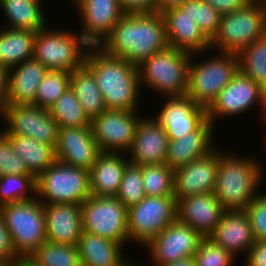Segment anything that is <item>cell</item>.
I'll use <instances>...</instances> for the list:
<instances>
[{
  "label": "cell",
  "instance_id": "cell-25",
  "mask_svg": "<svg viewBox=\"0 0 266 266\" xmlns=\"http://www.w3.org/2000/svg\"><path fill=\"white\" fill-rule=\"evenodd\" d=\"M47 241L76 245L82 228V207L77 204H44Z\"/></svg>",
  "mask_w": 266,
  "mask_h": 266
},
{
  "label": "cell",
  "instance_id": "cell-15",
  "mask_svg": "<svg viewBox=\"0 0 266 266\" xmlns=\"http://www.w3.org/2000/svg\"><path fill=\"white\" fill-rule=\"evenodd\" d=\"M204 237L188 224L173 221L145 246L152 266L192 258Z\"/></svg>",
  "mask_w": 266,
  "mask_h": 266
},
{
  "label": "cell",
  "instance_id": "cell-43",
  "mask_svg": "<svg viewBox=\"0 0 266 266\" xmlns=\"http://www.w3.org/2000/svg\"><path fill=\"white\" fill-rule=\"evenodd\" d=\"M256 241L266 240V193H259L245 209Z\"/></svg>",
  "mask_w": 266,
  "mask_h": 266
},
{
  "label": "cell",
  "instance_id": "cell-1",
  "mask_svg": "<svg viewBox=\"0 0 266 266\" xmlns=\"http://www.w3.org/2000/svg\"><path fill=\"white\" fill-rule=\"evenodd\" d=\"M98 47L138 66L168 47L164 18L159 12L124 14Z\"/></svg>",
  "mask_w": 266,
  "mask_h": 266
},
{
  "label": "cell",
  "instance_id": "cell-3",
  "mask_svg": "<svg viewBox=\"0 0 266 266\" xmlns=\"http://www.w3.org/2000/svg\"><path fill=\"white\" fill-rule=\"evenodd\" d=\"M237 155L219 149L214 194L225 210H245L260 193L258 190L262 182H265L264 162L252 155Z\"/></svg>",
  "mask_w": 266,
  "mask_h": 266
},
{
  "label": "cell",
  "instance_id": "cell-30",
  "mask_svg": "<svg viewBox=\"0 0 266 266\" xmlns=\"http://www.w3.org/2000/svg\"><path fill=\"white\" fill-rule=\"evenodd\" d=\"M37 32L0 28V66L7 70L32 58Z\"/></svg>",
  "mask_w": 266,
  "mask_h": 266
},
{
  "label": "cell",
  "instance_id": "cell-7",
  "mask_svg": "<svg viewBox=\"0 0 266 266\" xmlns=\"http://www.w3.org/2000/svg\"><path fill=\"white\" fill-rule=\"evenodd\" d=\"M266 36V8L251 0L243 8L221 15L210 49L239 54L248 45Z\"/></svg>",
  "mask_w": 266,
  "mask_h": 266
},
{
  "label": "cell",
  "instance_id": "cell-47",
  "mask_svg": "<svg viewBox=\"0 0 266 266\" xmlns=\"http://www.w3.org/2000/svg\"><path fill=\"white\" fill-rule=\"evenodd\" d=\"M215 8L221 15L229 14L243 8L251 0H204Z\"/></svg>",
  "mask_w": 266,
  "mask_h": 266
},
{
  "label": "cell",
  "instance_id": "cell-42",
  "mask_svg": "<svg viewBox=\"0 0 266 266\" xmlns=\"http://www.w3.org/2000/svg\"><path fill=\"white\" fill-rule=\"evenodd\" d=\"M17 174L32 175L24 160L14 152L8 138L0 131V177Z\"/></svg>",
  "mask_w": 266,
  "mask_h": 266
},
{
  "label": "cell",
  "instance_id": "cell-35",
  "mask_svg": "<svg viewBox=\"0 0 266 266\" xmlns=\"http://www.w3.org/2000/svg\"><path fill=\"white\" fill-rule=\"evenodd\" d=\"M238 57L239 70L266 92V36L248 45Z\"/></svg>",
  "mask_w": 266,
  "mask_h": 266
},
{
  "label": "cell",
  "instance_id": "cell-10",
  "mask_svg": "<svg viewBox=\"0 0 266 266\" xmlns=\"http://www.w3.org/2000/svg\"><path fill=\"white\" fill-rule=\"evenodd\" d=\"M81 207L83 231L120 243L126 248V243H130L128 209L117 197L90 195Z\"/></svg>",
  "mask_w": 266,
  "mask_h": 266
},
{
  "label": "cell",
  "instance_id": "cell-2",
  "mask_svg": "<svg viewBox=\"0 0 266 266\" xmlns=\"http://www.w3.org/2000/svg\"><path fill=\"white\" fill-rule=\"evenodd\" d=\"M85 65L92 71L107 109L139 111L142 89L137 66L98 46L88 49Z\"/></svg>",
  "mask_w": 266,
  "mask_h": 266
},
{
  "label": "cell",
  "instance_id": "cell-17",
  "mask_svg": "<svg viewBox=\"0 0 266 266\" xmlns=\"http://www.w3.org/2000/svg\"><path fill=\"white\" fill-rule=\"evenodd\" d=\"M74 7L80 16L79 33L91 46H99L125 14L119 0H79Z\"/></svg>",
  "mask_w": 266,
  "mask_h": 266
},
{
  "label": "cell",
  "instance_id": "cell-54",
  "mask_svg": "<svg viewBox=\"0 0 266 266\" xmlns=\"http://www.w3.org/2000/svg\"><path fill=\"white\" fill-rule=\"evenodd\" d=\"M266 8V0H258Z\"/></svg>",
  "mask_w": 266,
  "mask_h": 266
},
{
  "label": "cell",
  "instance_id": "cell-14",
  "mask_svg": "<svg viewBox=\"0 0 266 266\" xmlns=\"http://www.w3.org/2000/svg\"><path fill=\"white\" fill-rule=\"evenodd\" d=\"M139 111L107 109L91 120L94 139L101 152L128 153L133 146Z\"/></svg>",
  "mask_w": 266,
  "mask_h": 266
},
{
  "label": "cell",
  "instance_id": "cell-4",
  "mask_svg": "<svg viewBox=\"0 0 266 266\" xmlns=\"http://www.w3.org/2000/svg\"><path fill=\"white\" fill-rule=\"evenodd\" d=\"M191 55L168 46L144 60L137 66L141 89L148 87L163 97L185 96Z\"/></svg>",
  "mask_w": 266,
  "mask_h": 266
},
{
  "label": "cell",
  "instance_id": "cell-41",
  "mask_svg": "<svg viewBox=\"0 0 266 266\" xmlns=\"http://www.w3.org/2000/svg\"><path fill=\"white\" fill-rule=\"evenodd\" d=\"M197 266H235L236 258L215 244L210 238H203L194 254Z\"/></svg>",
  "mask_w": 266,
  "mask_h": 266
},
{
  "label": "cell",
  "instance_id": "cell-21",
  "mask_svg": "<svg viewBox=\"0 0 266 266\" xmlns=\"http://www.w3.org/2000/svg\"><path fill=\"white\" fill-rule=\"evenodd\" d=\"M224 211L214 192L177 200V219L188 224L204 238H208L216 230Z\"/></svg>",
  "mask_w": 266,
  "mask_h": 266
},
{
  "label": "cell",
  "instance_id": "cell-50",
  "mask_svg": "<svg viewBox=\"0 0 266 266\" xmlns=\"http://www.w3.org/2000/svg\"><path fill=\"white\" fill-rule=\"evenodd\" d=\"M162 266H197V265H196V261L194 257H192V258H185L182 260H178L176 262L164 264Z\"/></svg>",
  "mask_w": 266,
  "mask_h": 266
},
{
  "label": "cell",
  "instance_id": "cell-31",
  "mask_svg": "<svg viewBox=\"0 0 266 266\" xmlns=\"http://www.w3.org/2000/svg\"><path fill=\"white\" fill-rule=\"evenodd\" d=\"M11 143L14 152L21 157L28 171L36 178L57 159L55 148L31 137L16 134H4Z\"/></svg>",
  "mask_w": 266,
  "mask_h": 266
},
{
  "label": "cell",
  "instance_id": "cell-23",
  "mask_svg": "<svg viewBox=\"0 0 266 266\" xmlns=\"http://www.w3.org/2000/svg\"><path fill=\"white\" fill-rule=\"evenodd\" d=\"M208 238L235 258L240 253L246 256L256 242L245 210H225L216 230Z\"/></svg>",
  "mask_w": 266,
  "mask_h": 266
},
{
  "label": "cell",
  "instance_id": "cell-46",
  "mask_svg": "<svg viewBox=\"0 0 266 266\" xmlns=\"http://www.w3.org/2000/svg\"><path fill=\"white\" fill-rule=\"evenodd\" d=\"M244 261L245 266H266V240L256 241L247 252Z\"/></svg>",
  "mask_w": 266,
  "mask_h": 266
},
{
  "label": "cell",
  "instance_id": "cell-24",
  "mask_svg": "<svg viewBox=\"0 0 266 266\" xmlns=\"http://www.w3.org/2000/svg\"><path fill=\"white\" fill-rule=\"evenodd\" d=\"M212 122L207 118L196 130L186 133L182 138L169 140L166 164L177 170L194 159L211 152L216 146ZM214 138V140H213Z\"/></svg>",
  "mask_w": 266,
  "mask_h": 266
},
{
  "label": "cell",
  "instance_id": "cell-26",
  "mask_svg": "<svg viewBox=\"0 0 266 266\" xmlns=\"http://www.w3.org/2000/svg\"><path fill=\"white\" fill-rule=\"evenodd\" d=\"M48 69L34 57L8 69V105L33 104Z\"/></svg>",
  "mask_w": 266,
  "mask_h": 266
},
{
  "label": "cell",
  "instance_id": "cell-53",
  "mask_svg": "<svg viewBox=\"0 0 266 266\" xmlns=\"http://www.w3.org/2000/svg\"><path fill=\"white\" fill-rule=\"evenodd\" d=\"M133 261V259H130L125 265H123V266H141V264H139V263H135L134 261Z\"/></svg>",
  "mask_w": 266,
  "mask_h": 266
},
{
  "label": "cell",
  "instance_id": "cell-20",
  "mask_svg": "<svg viewBox=\"0 0 266 266\" xmlns=\"http://www.w3.org/2000/svg\"><path fill=\"white\" fill-rule=\"evenodd\" d=\"M142 116L138 122L133 146L127 153L130 163L136 165L165 164L168 135L152 118Z\"/></svg>",
  "mask_w": 266,
  "mask_h": 266
},
{
  "label": "cell",
  "instance_id": "cell-39",
  "mask_svg": "<svg viewBox=\"0 0 266 266\" xmlns=\"http://www.w3.org/2000/svg\"><path fill=\"white\" fill-rule=\"evenodd\" d=\"M180 8L196 22L200 31L211 41L216 35L221 14L204 0H187Z\"/></svg>",
  "mask_w": 266,
  "mask_h": 266
},
{
  "label": "cell",
  "instance_id": "cell-33",
  "mask_svg": "<svg viewBox=\"0 0 266 266\" xmlns=\"http://www.w3.org/2000/svg\"><path fill=\"white\" fill-rule=\"evenodd\" d=\"M26 259L34 266H82L76 245L47 240Z\"/></svg>",
  "mask_w": 266,
  "mask_h": 266
},
{
  "label": "cell",
  "instance_id": "cell-56",
  "mask_svg": "<svg viewBox=\"0 0 266 266\" xmlns=\"http://www.w3.org/2000/svg\"><path fill=\"white\" fill-rule=\"evenodd\" d=\"M79 0H72V3L71 4H75L77 3Z\"/></svg>",
  "mask_w": 266,
  "mask_h": 266
},
{
  "label": "cell",
  "instance_id": "cell-29",
  "mask_svg": "<svg viewBox=\"0 0 266 266\" xmlns=\"http://www.w3.org/2000/svg\"><path fill=\"white\" fill-rule=\"evenodd\" d=\"M0 9L8 24L3 28L38 32L48 23L42 4L29 0H0Z\"/></svg>",
  "mask_w": 266,
  "mask_h": 266
},
{
  "label": "cell",
  "instance_id": "cell-34",
  "mask_svg": "<svg viewBox=\"0 0 266 266\" xmlns=\"http://www.w3.org/2000/svg\"><path fill=\"white\" fill-rule=\"evenodd\" d=\"M49 111L59 128L91 126V120L85 114L71 87L56 100Z\"/></svg>",
  "mask_w": 266,
  "mask_h": 266
},
{
  "label": "cell",
  "instance_id": "cell-28",
  "mask_svg": "<svg viewBox=\"0 0 266 266\" xmlns=\"http://www.w3.org/2000/svg\"><path fill=\"white\" fill-rule=\"evenodd\" d=\"M76 246L82 266H123L130 260L123 245L90 232L82 231Z\"/></svg>",
  "mask_w": 266,
  "mask_h": 266
},
{
  "label": "cell",
  "instance_id": "cell-48",
  "mask_svg": "<svg viewBox=\"0 0 266 266\" xmlns=\"http://www.w3.org/2000/svg\"><path fill=\"white\" fill-rule=\"evenodd\" d=\"M8 70L0 66V116L8 105Z\"/></svg>",
  "mask_w": 266,
  "mask_h": 266
},
{
  "label": "cell",
  "instance_id": "cell-51",
  "mask_svg": "<svg viewBox=\"0 0 266 266\" xmlns=\"http://www.w3.org/2000/svg\"><path fill=\"white\" fill-rule=\"evenodd\" d=\"M0 266H21V259H18L14 262H3L0 263Z\"/></svg>",
  "mask_w": 266,
  "mask_h": 266
},
{
  "label": "cell",
  "instance_id": "cell-45",
  "mask_svg": "<svg viewBox=\"0 0 266 266\" xmlns=\"http://www.w3.org/2000/svg\"><path fill=\"white\" fill-rule=\"evenodd\" d=\"M20 259L14 252L10 236L5 228L3 217L0 212V263L14 262Z\"/></svg>",
  "mask_w": 266,
  "mask_h": 266
},
{
  "label": "cell",
  "instance_id": "cell-55",
  "mask_svg": "<svg viewBox=\"0 0 266 266\" xmlns=\"http://www.w3.org/2000/svg\"><path fill=\"white\" fill-rule=\"evenodd\" d=\"M29 1H32V2H35V3H38V4H43V0H29Z\"/></svg>",
  "mask_w": 266,
  "mask_h": 266
},
{
  "label": "cell",
  "instance_id": "cell-36",
  "mask_svg": "<svg viewBox=\"0 0 266 266\" xmlns=\"http://www.w3.org/2000/svg\"><path fill=\"white\" fill-rule=\"evenodd\" d=\"M141 173L146 196H174V170L166 163L141 165Z\"/></svg>",
  "mask_w": 266,
  "mask_h": 266
},
{
  "label": "cell",
  "instance_id": "cell-49",
  "mask_svg": "<svg viewBox=\"0 0 266 266\" xmlns=\"http://www.w3.org/2000/svg\"><path fill=\"white\" fill-rule=\"evenodd\" d=\"M187 0H158L156 12L162 13L174 7H180Z\"/></svg>",
  "mask_w": 266,
  "mask_h": 266
},
{
  "label": "cell",
  "instance_id": "cell-6",
  "mask_svg": "<svg viewBox=\"0 0 266 266\" xmlns=\"http://www.w3.org/2000/svg\"><path fill=\"white\" fill-rule=\"evenodd\" d=\"M15 254L28 258L46 240L44 204L37 198L0 207Z\"/></svg>",
  "mask_w": 266,
  "mask_h": 266
},
{
  "label": "cell",
  "instance_id": "cell-38",
  "mask_svg": "<svg viewBox=\"0 0 266 266\" xmlns=\"http://www.w3.org/2000/svg\"><path fill=\"white\" fill-rule=\"evenodd\" d=\"M70 72L48 70L38 86L33 105L49 110L70 87Z\"/></svg>",
  "mask_w": 266,
  "mask_h": 266
},
{
  "label": "cell",
  "instance_id": "cell-16",
  "mask_svg": "<svg viewBox=\"0 0 266 266\" xmlns=\"http://www.w3.org/2000/svg\"><path fill=\"white\" fill-rule=\"evenodd\" d=\"M162 106L152 117L168 135L169 140L182 138L196 130L208 117L207 108L195 103L189 96L164 97Z\"/></svg>",
  "mask_w": 266,
  "mask_h": 266
},
{
  "label": "cell",
  "instance_id": "cell-40",
  "mask_svg": "<svg viewBox=\"0 0 266 266\" xmlns=\"http://www.w3.org/2000/svg\"><path fill=\"white\" fill-rule=\"evenodd\" d=\"M129 209L143 200L146 195L143 187L141 165L128 163L116 196Z\"/></svg>",
  "mask_w": 266,
  "mask_h": 266
},
{
  "label": "cell",
  "instance_id": "cell-8",
  "mask_svg": "<svg viewBox=\"0 0 266 266\" xmlns=\"http://www.w3.org/2000/svg\"><path fill=\"white\" fill-rule=\"evenodd\" d=\"M70 29H53L48 24L37 32L33 57L48 70L72 72L85 64L91 45ZM73 31V32H72Z\"/></svg>",
  "mask_w": 266,
  "mask_h": 266
},
{
  "label": "cell",
  "instance_id": "cell-13",
  "mask_svg": "<svg viewBox=\"0 0 266 266\" xmlns=\"http://www.w3.org/2000/svg\"><path fill=\"white\" fill-rule=\"evenodd\" d=\"M0 119L5 122L0 130L3 134L31 137L56 147L59 127L49 110L33 104L7 105Z\"/></svg>",
  "mask_w": 266,
  "mask_h": 266
},
{
  "label": "cell",
  "instance_id": "cell-18",
  "mask_svg": "<svg viewBox=\"0 0 266 266\" xmlns=\"http://www.w3.org/2000/svg\"><path fill=\"white\" fill-rule=\"evenodd\" d=\"M218 166L219 147L217 145L207 155L174 170L175 199L180 200L187 196L214 192Z\"/></svg>",
  "mask_w": 266,
  "mask_h": 266
},
{
  "label": "cell",
  "instance_id": "cell-12",
  "mask_svg": "<svg viewBox=\"0 0 266 266\" xmlns=\"http://www.w3.org/2000/svg\"><path fill=\"white\" fill-rule=\"evenodd\" d=\"M256 104H259L262 114L266 117V92L239 70L207 108V117L215 126L219 117L236 118L242 113H248L250 108L254 109L252 107Z\"/></svg>",
  "mask_w": 266,
  "mask_h": 266
},
{
  "label": "cell",
  "instance_id": "cell-19",
  "mask_svg": "<svg viewBox=\"0 0 266 266\" xmlns=\"http://www.w3.org/2000/svg\"><path fill=\"white\" fill-rule=\"evenodd\" d=\"M100 153L91 126L59 128L55 147L57 160L90 171Z\"/></svg>",
  "mask_w": 266,
  "mask_h": 266
},
{
  "label": "cell",
  "instance_id": "cell-37",
  "mask_svg": "<svg viewBox=\"0 0 266 266\" xmlns=\"http://www.w3.org/2000/svg\"><path fill=\"white\" fill-rule=\"evenodd\" d=\"M33 198H36V177L34 175L17 174L0 177V207Z\"/></svg>",
  "mask_w": 266,
  "mask_h": 266
},
{
  "label": "cell",
  "instance_id": "cell-27",
  "mask_svg": "<svg viewBox=\"0 0 266 266\" xmlns=\"http://www.w3.org/2000/svg\"><path fill=\"white\" fill-rule=\"evenodd\" d=\"M125 153L101 152L93 164L90 189L93 196H116L126 165L130 162Z\"/></svg>",
  "mask_w": 266,
  "mask_h": 266
},
{
  "label": "cell",
  "instance_id": "cell-44",
  "mask_svg": "<svg viewBox=\"0 0 266 266\" xmlns=\"http://www.w3.org/2000/svg\"><path fill=\"white\" fill-rule=\"evenodd\" d=\"M125 14L156 12L158 0H119Z\"/></svg>",
  "mask_w": 266,
  "mask_h": 266
},
{
  "label": "cell",
  "instance_id": "cell-9",
  "mask_svg": "<svg viewBox=\"0 0 266 266\" xmlns=\"http://www.w3.org/2000/svg\"><path fill=\"white\" fill-rule=\"evenodd\" d=\"M90 195L89 171L59 160L36 178V198L43 204L81 205Z\"/></svg>",
  "mask_w": 266,
  "mask_h": 266
},
{
  "label": "cell",
  "instance_id": "cell-52",
  "mask_svg": "<svg viewBox=\"0 0 266 266\" xmlns=\"http://www.w3.org/2000/svg\"><path fill=\"white\" fill-rule=\"evenodd\" d=\"M21 266H34V265L27 259H21Z\"/></svg>",
  "mask_w": 266,
  "mask_h": 266
},
{
  "label": "cell",
  "instance_id": "cell-22",
  "mask_svg": "<svg viewBox=\"0 0 266 266\" xmlns=\"http://www.w3.org/2000/svg\"><path fill=\"white\" fill-rule=\"evenodd\" d=\"M166 30L168 46L189 54L200 56L209 53L210 41L200 31L198 25L180 7L161 13ZM208 51V52H206Z\"/></svg>",
  "mask_w": 266,
  "mask_h": 266
},
{
  "label": "cell",
  "instance_id": "cell-5",
  "mask_svg": "<svg viewBox=\"0 0 266 266\" xmlns=\"http://www.w3.org/2000/svg\"><path fill=\"white\" fill-rule=\"evenodd\" d=\"M195 57L196 54H192L189 61L186 95L208 108L239 71V57L235 53L218 51L203 61Z\"/></svg>",
  "mask_w": 266,
  "mask_h": 266
},
{
  "label": "cell",
  "instance_id": "cell-11",
  "mask_svg": "<svg viewBox=\"0 0 266 266\" xmlns=\"http://www.w3.org/2000/svg\"><path fill=\"white\" fill-rule=\"evenodd\" d=\"M127 219L130 244L145 247L177 219V200L175 196H146L128 209Z\"/></svg>",
  "mask_w": 266,
  "mask_h": 266
},
{
  "label": "cell",
  "instance_id": "cell-32",
  "mask_svg": "<svg viewBox=\"0 0 266 266\" xmlns=\"http://www.w3.org/2000/svg\"><path fill=\"white\" fill-rule=\"evenodd\" d=\"M70 87L90 120L107 110L94 75L85 64L71 72Z\"/></svg>",
  "mask_w": 266,
  "mask_h": 266
}]
</instances>
